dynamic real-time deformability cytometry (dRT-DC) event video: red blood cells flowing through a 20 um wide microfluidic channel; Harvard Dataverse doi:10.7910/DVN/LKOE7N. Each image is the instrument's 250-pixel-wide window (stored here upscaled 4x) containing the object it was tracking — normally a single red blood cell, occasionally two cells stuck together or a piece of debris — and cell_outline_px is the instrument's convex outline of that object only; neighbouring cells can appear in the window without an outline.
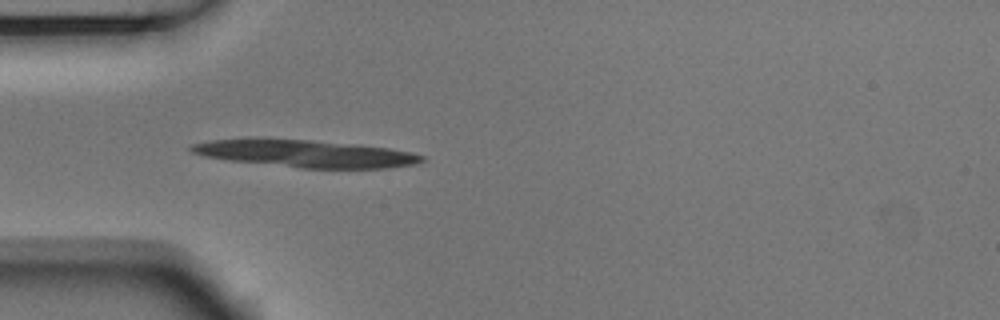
{"species": "Egyptian fruit bat (a non-hibernating species)", "species_latin": "Rousettus aegyptiacus", "temperature_condition": "room temperature", "stored_images_in_passage": 1, "camera_frame_rate_fps": 3000, "um_per_image_px": 0.085, "animal": {"sex": "male"}, "frame": {"image": 1, "passage_image": 1, "time_ms": 0.0, "image_size_px": [1000, 320], "cell_outline_px": [[424, 160], [416, 164], [388, 168], [300, 168], [228, 160], [204, 156], [192, 152], [188, 148], [192, 144], [212, 140], [312, 140], [360, 144], [388, 148], [408, 152], [424, 156]], "centroid_in_image_um": [26.03, 13.07], "position_along_channel_um": 59.0, "area_um2": 36.01}}